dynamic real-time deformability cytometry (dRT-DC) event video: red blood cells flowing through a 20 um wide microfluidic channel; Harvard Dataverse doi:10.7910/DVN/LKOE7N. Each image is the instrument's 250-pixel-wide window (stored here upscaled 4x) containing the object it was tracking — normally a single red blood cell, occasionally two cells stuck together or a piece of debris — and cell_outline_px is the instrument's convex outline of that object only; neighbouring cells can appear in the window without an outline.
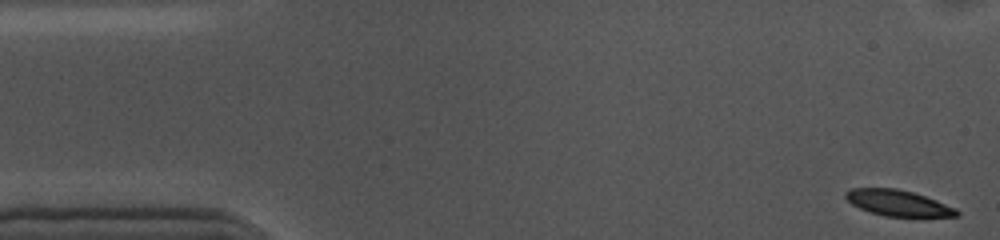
{"species": "common noctule bat (a hibernating species)", "species_latin": "Nyctalus noctula", "temperature_condition": "cold", "stored_images_in_passage": 55, "camera_frame_rate_fps": 3000, "um_per_image_px": 0.085, "animal": {"sex": "female", "body_mass_g": 10.0, "forearm_length_mm": 53.1}, "frame": {"image": 1, "passage_image": 1, "time_ms": 0.0, "image_size_px": [1000, 240], "cell_outline_px": [[960, 216], [884, 216], [860, 208], [852, 204], [844, 196], [844, 192], [852, 188], [896, 188], [912, 192], [936, 200], [956, 208], [960, 212]], "centroid_in_image_um": [76.33, 17.25], "position_along_channel_um": 8.7, "area_um2": 16.59}}
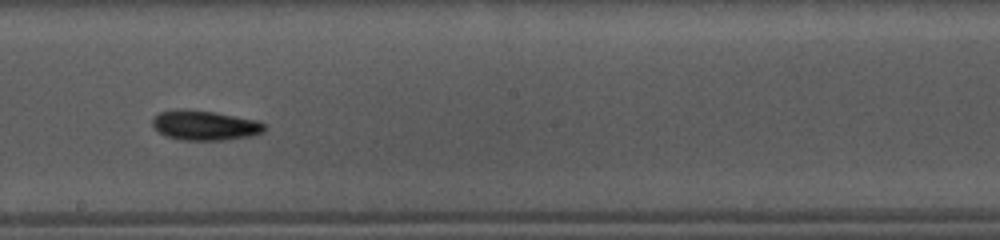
{"frame": {"image": 2, "passage_image": 29, "time_ms": 9.333, "image_size_px": [1000, 240], "cell_outline_px": [[268, 128], [264, 132], [252, 136], [220, 140], [180, 140], [164, 136], [152, 124], [152, 116], [160, 112], [180, 108], [184, 108], [216, 112], [256, 120], [264, 124]], "centroid_in_image_um": [17.4, 10.64], "position_along_channel_um": 230.8, "area_um2": 19.71}}
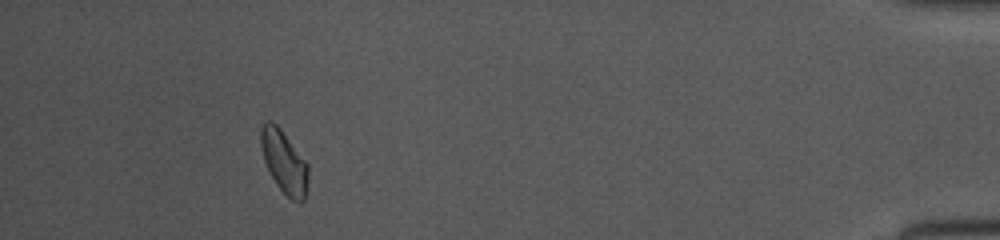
{"frame": {"image": 3, "passage_image": 50, "time_ms": 16.333, "image_size_px": [1000, 240], "cell_outline_px": [[308, 180], [304, 200], [300, 204], [292, 200], [276, 184], [264, 160], [260, 144], [260, 128], [264, 120], [268, 120], [276, 124], [280, 128], [308, 164]], "centroid_in_image_um": [24.14, 13.74], "position_along_channel_um": 411.1, "area_um2": 17.22}, "authors_computed_cell_mechanics": {"area_um2": 17.918, "velocity_mm_per_s": 3.5414, "shape_relaxation_time_tau1_ms": 2.4351, "shape_relaxation_time_tau2_ms": 6.69, "deformation_change_tau1": 0.0884, "deformation_change_tau2": 0.1139}}